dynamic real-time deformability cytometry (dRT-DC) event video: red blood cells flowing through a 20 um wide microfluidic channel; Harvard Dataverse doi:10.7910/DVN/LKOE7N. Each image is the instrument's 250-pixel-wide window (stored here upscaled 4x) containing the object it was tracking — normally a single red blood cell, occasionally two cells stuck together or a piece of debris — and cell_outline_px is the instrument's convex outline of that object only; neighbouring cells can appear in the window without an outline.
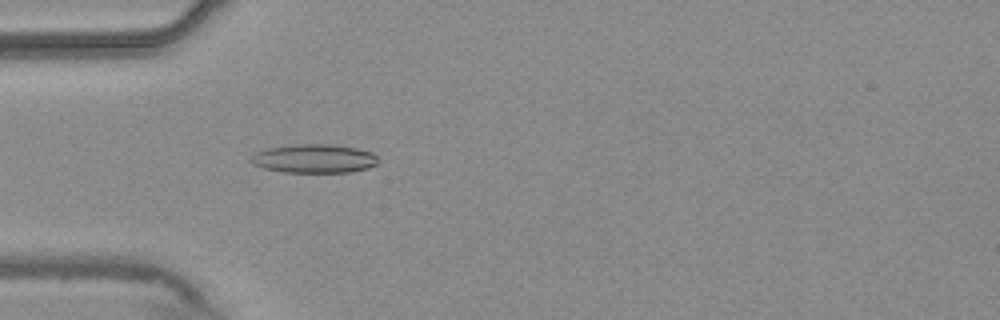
{"species": "common noctule bat (a hibernating species)", "species_latin": "Nyctalus noctula", "temperature_condition": "warm", "stored_images_in_passage": 55, "camera_frame_rate_fps": 3000, "um_per_image_px": 0.085, "animal": {"sex": "male", "body_mass_g": 20.4}, "frame": {"image": 1, "passage_image": 17, "time_ms": 5.333, "image_size_px": [1000, 320], "cell_outline_px": [[380, 160], [376, 164], [368, 168], [348, 172], [284, 172], [264, 168], [252, 164], [248, 160], [256, 152], [268, 148], [296, 144], [324, 144], [356, 148], [372, 152]], "centroid_in_image_um": [26.69, 13.48], "position_along_channel_um": 58.3, "area_um2": 21.21}}
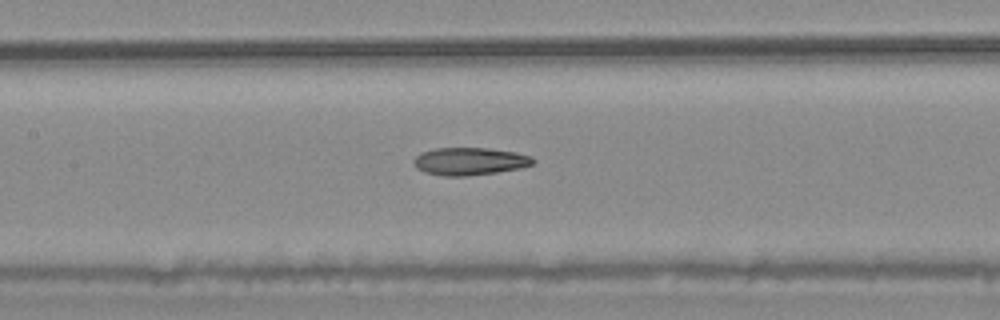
{"frame": {"image": 2, "passage_image": 26, "time_ms": 8.333, "image_size_px": [1000, 320], "cell_outline_px": [[536, 160], [532, 164], [520, 168], [496, 172], [468, 176], [444, 176], [424, 172], [416, 168], [412, 160], [420, 152], [436, 148], [488, 148], [516, 152], [532, 156]], "centroid_in_image_um": [39.91, 13.71], "position_along_channel_um": 167.5, "area_um2": 19.31}}
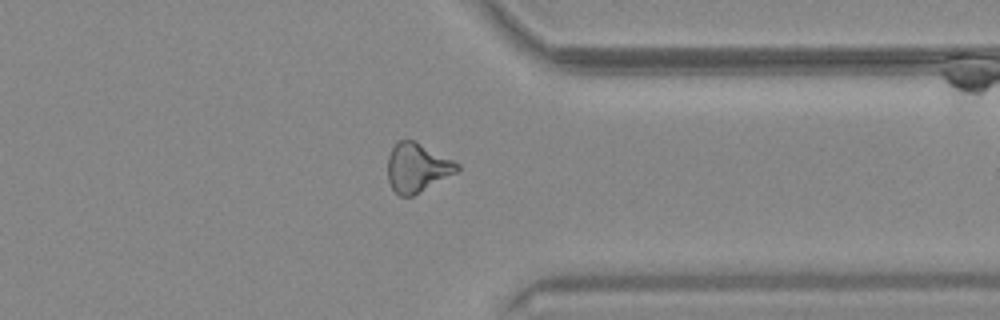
{"frame": {"image": 3, "passage_image": 43, "time_ms": 14.0, "image_size_px": [1000, 320], "cell_outline_px": [[460, 168], [456, 172], [412, 196], [400, 196], [392, 188], [388, 180], [388, 156], [392, 148], [400, 140], [416, 140], [460, 164]], "centroid_in_image_um": [35.45, 14.23], "position_along_channel_um": 375.9, "area_um2": 19.59}, "authors_computed_cell_mechanics": {"area_um2": 19.7676, "velocity_mm_per_s": 3.7481, "shape_relaxation_time_tau1_ms": 9.7153, "shape_relaxation_time_tau2_ms": 6.488, "deformation_change_tau1": 0.2168, "deformation_change_tau2": 0.174}}